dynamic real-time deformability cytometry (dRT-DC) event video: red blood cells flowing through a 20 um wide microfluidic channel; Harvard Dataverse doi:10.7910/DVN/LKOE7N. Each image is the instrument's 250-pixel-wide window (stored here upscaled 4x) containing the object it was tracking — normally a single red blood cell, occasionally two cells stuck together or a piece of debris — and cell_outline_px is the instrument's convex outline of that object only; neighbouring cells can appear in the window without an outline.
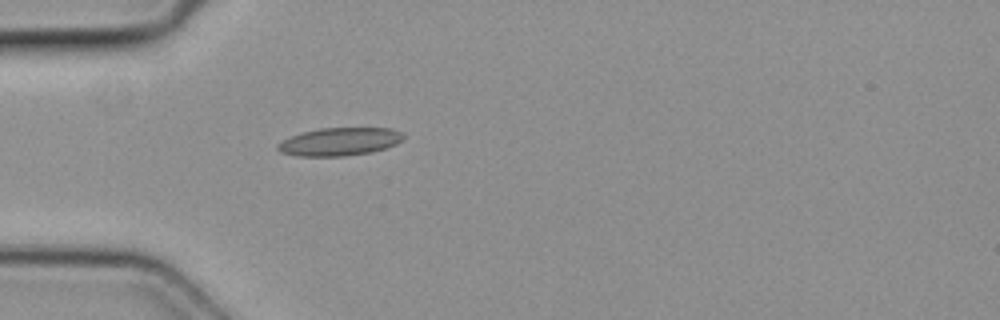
{"species": "common noctule bat (a hibernating species)", "species_latin": "Nyctalus noctula", "temperature_condition": "cold", "stored_images_in_passage": 4, "camera_frame_rate_fps": 3000, "um_per_image_px": 0.085, "animal": {"sex": "female", "body_mass_g": 19.3, "forearm_length_mm": 54.1}, "frame": {"image": 1, "passage_image": 4, "time_ms": 1.0, "image_size_px": [1000, 320], "cell_outline_px": [[404, 136], [396, 144], [372, 152], [344, 156], [296, 156], [280, 152], [276, 148], [276, 144], [292, 136], [304, 132], [320, 128], [392, 128], [400, 132]], "centroid_in_image_um": [28.84, 12.04], "position_along_channel_um": 56.2, "area_um2": 20.35}}